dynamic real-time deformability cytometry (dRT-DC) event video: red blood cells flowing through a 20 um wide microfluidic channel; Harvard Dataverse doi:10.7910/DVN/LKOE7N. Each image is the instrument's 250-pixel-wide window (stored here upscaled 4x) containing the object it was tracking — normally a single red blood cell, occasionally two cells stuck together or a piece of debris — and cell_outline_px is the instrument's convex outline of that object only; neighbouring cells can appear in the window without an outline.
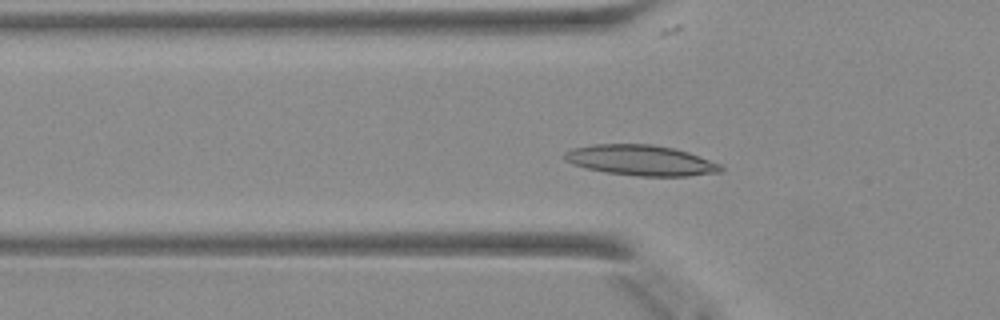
{"species": "Egyptian fruit bat (a non-hibernating species)", "species_latin": "Rousettus aegyptiacus", "temperature_condition": "warm", "stored_images_in_passage": 42, "camera_frame_rate_fps": 3000, "um_per_image_px": 0.085, "animal": {"sex": "female"}, "frame": {"image": 1, "passage_image": 9, "time_ms": 2.667, "image_size_px": [1000, 320], "cell_outline_px": [[724, 168], [720, 172], [688, 176], [636, 176], [604, 172], [572, 164], [564, 160], [564, 152], [572, 148], [592, 144], [652, 144], [672, 148], [688, 152], [720, 164]], "centroid_in_image_um": [54.44, 13.63], "position_along_channel_um": 71.4, "area_um2": 27.74}}
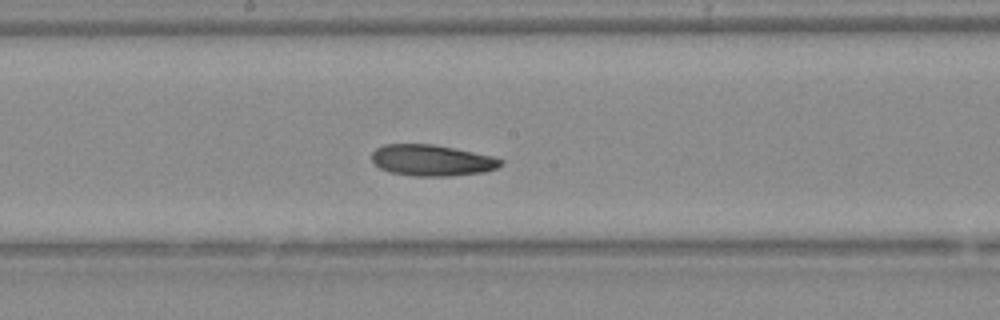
{"frame": {"image": 2, "passage_image": 19, "time_ms": 6.0, "image_size_px": [1000, 320], "cell_outline_px": [[504, 164], [496, 168], [484, 172], [448, 176], [412, 176], [388, 172], [380, 168], [372, 160], [372, 152], [376, 148], [384, 144], [432, 144], [492, 156], [504, 160]], "centroid_in_image_um": [36.69, 13.63], "position_along_channel_um": 211.5, "area_um2": 23.41}}
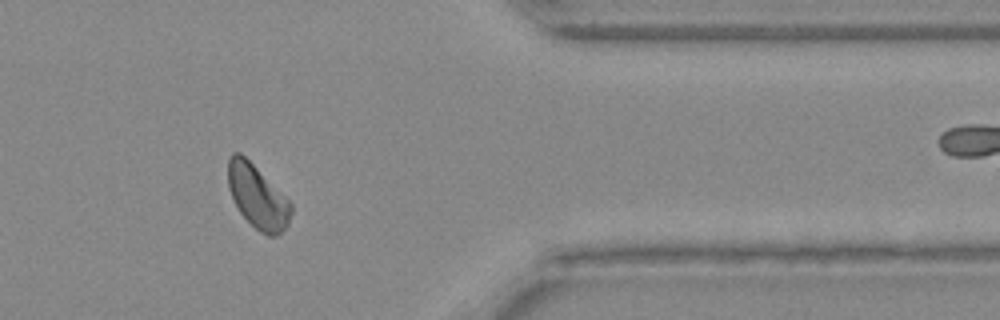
{"frame": {"image": 3, "passage_image": 33, "time_ms": 10.667, "image_size_px": [1000, 320], "cell_outline_px": [[292, 212], [288, 224], [276, 236], [268, 236], [260, 232], [240, 212], [228, 188], [228, 160], [232, 152], [240, 152], [292, 204]], "centroid_in_image_um": [21.88, 16.73], "position_along_channel_um": 389.5, "area_um2": 22.66}}